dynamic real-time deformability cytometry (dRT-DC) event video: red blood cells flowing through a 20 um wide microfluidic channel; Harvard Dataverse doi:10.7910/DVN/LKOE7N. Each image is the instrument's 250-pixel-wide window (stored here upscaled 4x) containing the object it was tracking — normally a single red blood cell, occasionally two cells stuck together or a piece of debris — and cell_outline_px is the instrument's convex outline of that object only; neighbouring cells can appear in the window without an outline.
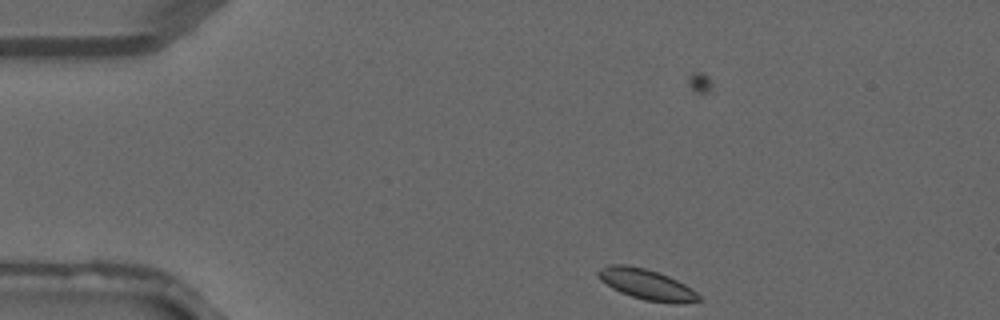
{"species": "common noctule bat (a hibernating species)", "species_latin": "Nyctalus noctula", "temperature_condition": "warm", "stored_images_in_passage": 35, "camera_frame_rate_fps": 3000, "um_per_image_px": 0.085, "animal": {"sex": "male", "forearm_length_mm": 52.5}, "frame": {"image": 1, "passage_image": 1, "time_ms": 0.0, "image_size_px": [1000, 320], "cell_outline_px": [[700, 300], [676, 304], [644, 300], [620, 292], [612, 288], [600, 280], [596, 272], [608, 264], [624, 264], [644, 268], [668, 276], [692, 288], [700, 296]], "centroid_in_image_um": [54.94, 24.17], "position_along_channel_um": 30.1, "area_um2": 17.74}}
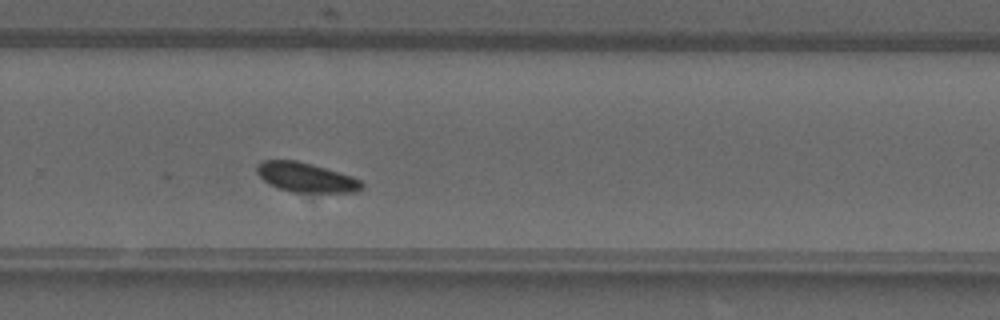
{"frame": {"image": 2, "passage_image": 21, "time_ms": 6.667, "image_size_px": [1000, 320], "cell_outline_px": [[364, 188], [360, 192], [292, 192], [268, 184], [256, 172], [256, 164], [260, 160], [296, 160], [312, 164], [352, 176], [360, 180], [364, 184]], "centroid_in_image_um": [26.01, 15.07], "position_along_channel_um": 303.8, "area_um2": 18.15}}
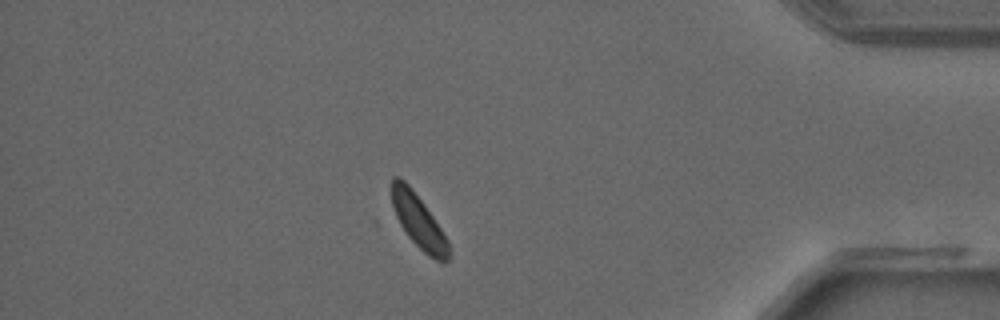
{"frame": {"image": 3, "passage_image": 29, "time_ms": 9.333, "image_size_px": [1000, 320], "cell_outline_px": [[448, 260], [444, 264], [428, 256], [408, 236], [400, 224], [396, 216], [392, 204], [392, 176], [400, 176], [412, 188], [432, 216], [448, 240]], "centroid_in_image_um": [35.56, 18.8], "position_along_channel_um": 399.6, "area_um2": 17.4}}